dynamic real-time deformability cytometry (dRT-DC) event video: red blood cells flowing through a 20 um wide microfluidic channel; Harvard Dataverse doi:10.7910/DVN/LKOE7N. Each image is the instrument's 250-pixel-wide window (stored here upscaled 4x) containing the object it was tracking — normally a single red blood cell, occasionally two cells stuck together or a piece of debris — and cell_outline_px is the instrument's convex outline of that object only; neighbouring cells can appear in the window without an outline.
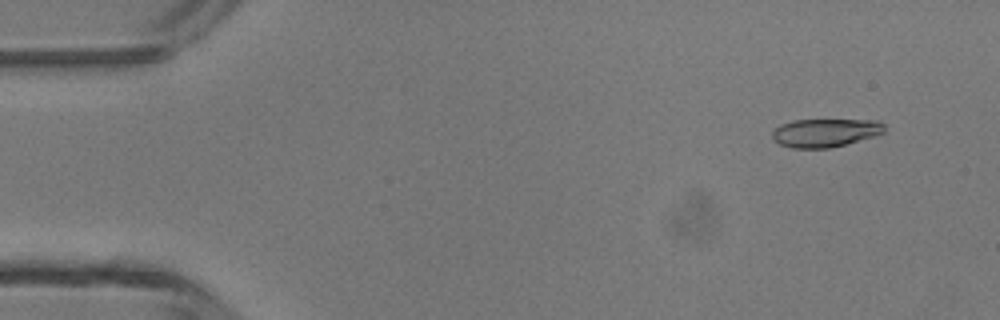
{"species": "common noctule bat (a hibernating species)", "species_latin": "Nyctalus noctula", "temperature_condition": "room temperature", "stored_images_in_passage": 11, "camera_frame_rate_fps": 3000, "um_per_image_px": 0.085, "animal": {"sex": "male", "body_mass_g": 13.3}, "frame": {"image": 1, "passage_image": 4, "time_ms": 1.0, "image_size_px": [1000, 320], "cell_outline_px": [[884, 132], [876, 136], [828, 148], [792, 148], [780, 144], [772, 140], [772, 132], [780, 124], [792, 120], [880, 120], [884, 124]], "centroid_in_image_um": [70.13, 11.28], "position_along_channel_um": 14.9, "area_um2": 18.55}}